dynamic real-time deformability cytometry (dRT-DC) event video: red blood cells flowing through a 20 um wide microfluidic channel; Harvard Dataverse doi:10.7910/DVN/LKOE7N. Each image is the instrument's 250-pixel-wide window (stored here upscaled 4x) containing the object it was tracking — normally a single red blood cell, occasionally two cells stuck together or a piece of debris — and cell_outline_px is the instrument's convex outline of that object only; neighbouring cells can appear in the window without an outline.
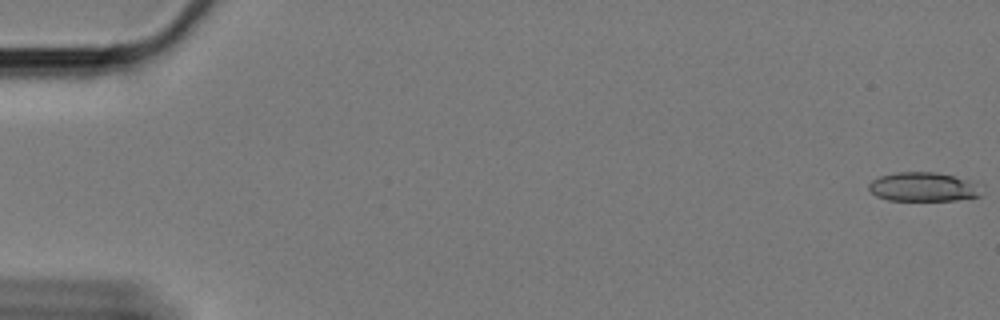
{"species": "Egyptian fruit bat (a non-hibernating species)", "species_latin": "Rousettus aegyptiacus", "temperature_condition": "cold", "stored_images_in_passage": 61, "camera_frame_rate_fps": 3000, "um_per_image_px": 0.085, "animal": {"sex": "female"}, "frame": {"image": 1, "passage_image": 1, "time_ms": 0.0, "image_size_px": [1000, 320], "cell_outline_px": [[984, 184], [980, 196], [956, 200], [888, 200], [876, 196], [868, 188], [868, 184], [872, 180], [880, 176], [896, 172], [936, 172]], "centroid_in_image_um": [78.52, 15.88], "position_along_channel_um": 6.5, "area_um2": 19.25}}
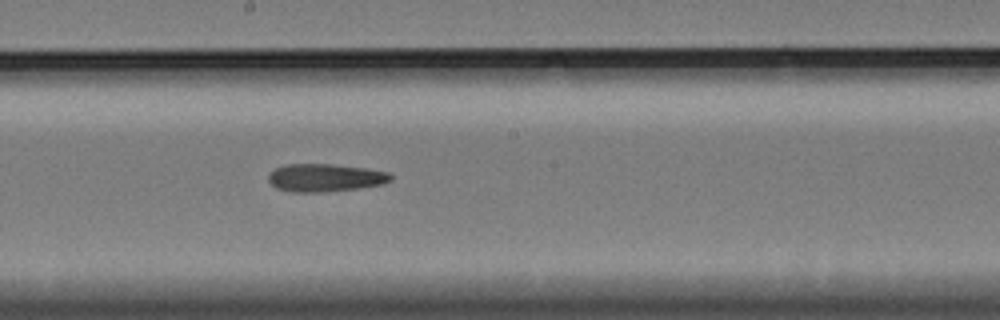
{"frame": {"image": 2, "passage_image": 34, "time_ms": 11.0, "image_size_px": [1000, 320], "cell_outline_px": [[392, 180], [380, 184], [356, 188], [320, 192], [292, 192], [276, 188], [268, 180], [268, 176], [276, 168], [288, 164], [328, 164], [364, 168], [388, 172], [392, 176]], "centroid_in_image_um": [27.61, 15.1], "position_along_channel_um": 220.6, "area_um2": 19.48}}
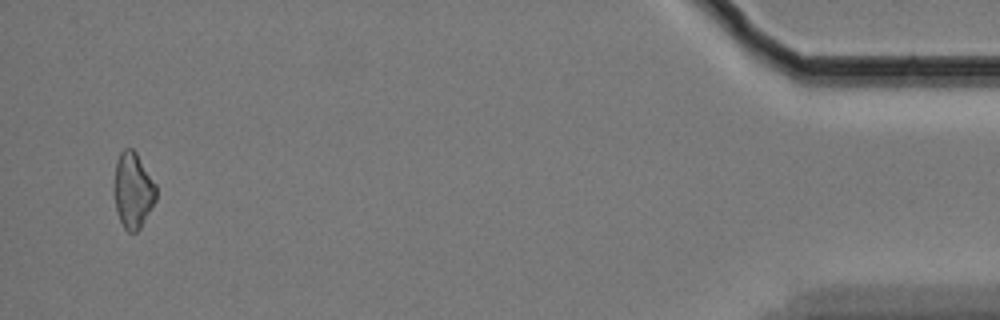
{"frame": {"image": 3, "passage_image": 59, "time_ms": 19.333, "image_size_px": [1000, 320], "cell_outline_px": [[156, 200], [140, 228], [136, 232], [128, 232], [124, 228], [120, 220], [116, 208], [112, 192], [112, 188], [116, 160], [120, 152], [124, 148], [132, 148], [136, 152], [156, 184]], "centroid_in_image_um": [11.27, 16.16], "position_along_channel_um": 423.9, "area_um2": 18.84}}